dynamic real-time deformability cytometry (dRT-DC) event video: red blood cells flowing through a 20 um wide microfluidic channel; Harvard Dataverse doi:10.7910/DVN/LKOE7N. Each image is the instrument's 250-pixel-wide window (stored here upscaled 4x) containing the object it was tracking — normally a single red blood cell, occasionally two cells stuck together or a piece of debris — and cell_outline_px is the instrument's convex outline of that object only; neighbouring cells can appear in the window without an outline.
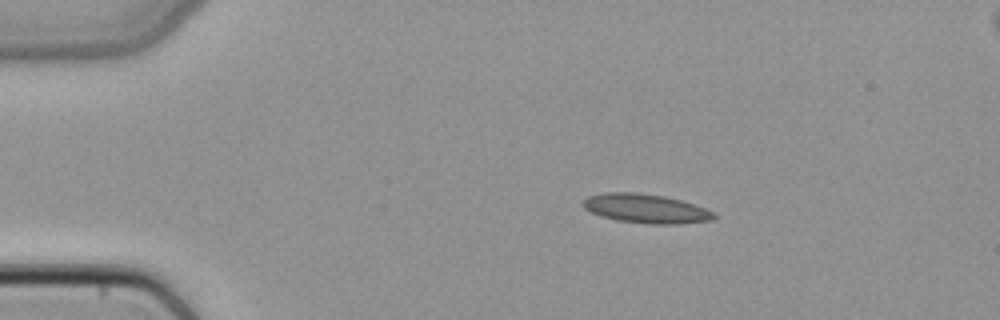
{"species": "common noctule bat (a hibernating species)", "species_latin": "Nyctalus noctula", "temperature_condition": "cold", "stored_images_in_passage": 41, "camera_frame_rate_fps": 3000, "um_per_image_px": 0.085, "animal": {"sex": "female", "body_mass_g": 22.7, "forearm_length_mm": 54.2}, "frame": {"image": 1, "passage_image": 1, "time_ms": 0.0, "image_size_px": [1000, 320], "cell_outline_px": [[716, 216], [712, 220], [676, 224], [648, 224], [616, 220], [600, 216], [584, 208], [580, 204], [588, 196], [604, 192], [636, 192], [664, 196], [680, 200], [704, 208], [712, 212]], "centroid_in_image_um": [54.84, 17.72], "position_along_channel_um": 30.2, "area_um2": 22.14}}
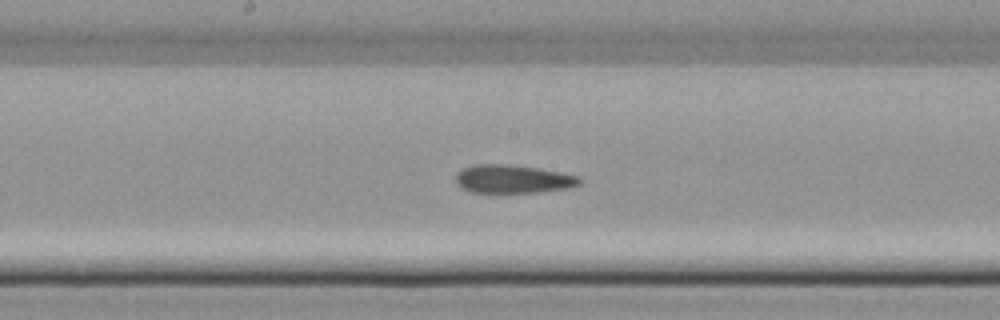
{"frame": {"image": 2, "passage_image": 18, "time_ms": 5.667, "image_size_px": [1000, 320], "cell_outline_px": [[580, 184], [568, 188], [536, 192], [468, 192], [460, 188], [456, 184], [456, 172], [472, 164], [508, 164], [564, 172], [580, 176]], "centroid_in_image_um": [43.57, 15.21], "position_along_channel_um": 204.6, "area_um2": 20.58}}
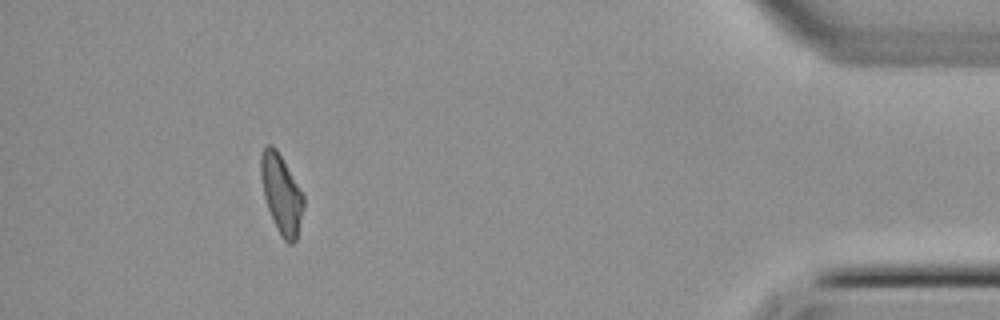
{"frame": {"image": 3, "passage_image": 37, "time_ms": 12.0, "image_size_px": [1000, 320], "cell_outline_px": [[304, 208], [296, 240], [292, 244], [288, 244], [280, 236], [276, 228], [268, 208], [264, 196], [260, 176], [260, 156], [264, 148], [268, 144], [272, 144], [276, 148], [304, 196]], "centroid_in_image_um": [23.91, 16.51], "position_along_channel_um": 411.3, "area_um2": 19.59}}